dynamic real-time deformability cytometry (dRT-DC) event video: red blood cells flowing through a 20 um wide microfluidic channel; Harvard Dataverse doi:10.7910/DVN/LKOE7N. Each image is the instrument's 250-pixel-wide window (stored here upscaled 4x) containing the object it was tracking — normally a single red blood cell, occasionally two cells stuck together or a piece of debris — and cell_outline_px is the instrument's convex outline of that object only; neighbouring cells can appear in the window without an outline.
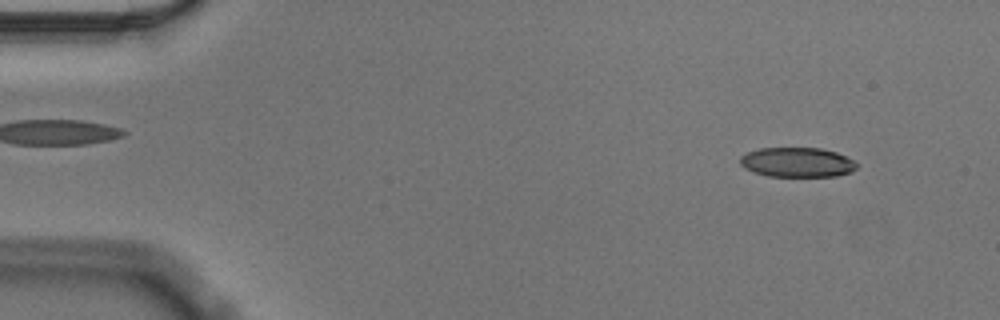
{"species": "Egyptian fruit bat (a non-hibernating species)", "species_latin": "Rousettus aegyptiacus", "temperature_condition": "cold", "stored_images_in_passage": 54, "camera_frame_rate_fps": 3000, "um_per_image_px": 0.085, "animal": {"sex": "male"}, "frame": {"image": 1, "passage_image": 5, "time_ms": 1.333, "image_size_px": [1000, 320], "cell_outline_px": [[856, 168], [852, 172], [836, 176], [768, 176], [752, 172], [744, 168], [740, 164], [740, 156], [744, 152], [760, 148], [820, 148], [836, 152], [852, 160], [856, 164]], "centroid_in_image_um": [67.7, 13.79], "position_along_channel_um": 17.3, "area_um2": 20.23}}
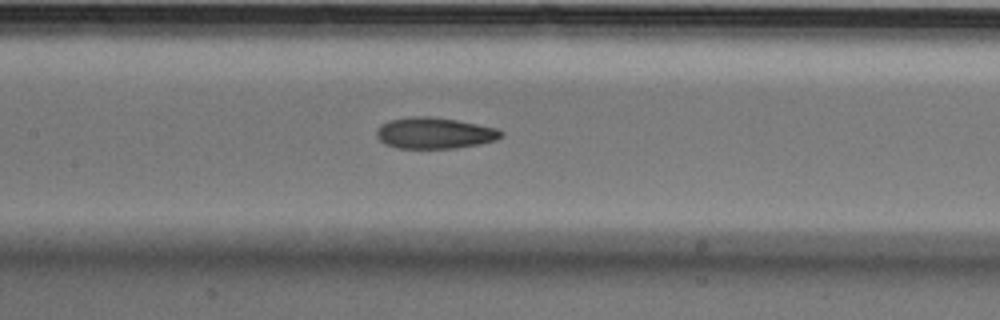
{"frame": {"image": 2, "passage_image": 26, "time_ms": 8.333, "image_size_px": [1000, 320], "cell_outline_px": [[504, 136], [496, 140], [480, 144], [456, 148], [396, 148], [384, 144], [376, 136], [376, 128], [380, 124], [388, 120], [412, 116], [428, 116], [456, 120], [496, 128], [504, 132]], "centroid_in_image_um": [36.91, 11.31], "position_along_channel_um": 170.5, "area_um2": 22.83}}
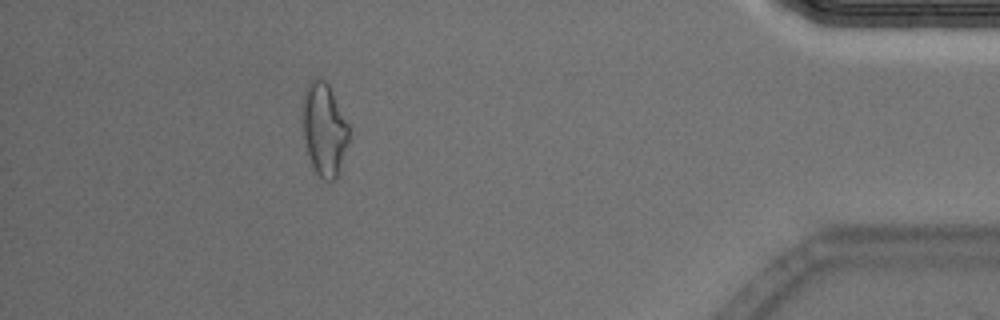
{"frame": {"image": 3, "passage_image": 50, "time_ms": 16.333, "image_size_px": [1000, 320], "cell_outline_px": [[348, 144], [336, 180], [324, 180], [316, 172], [312, 164], [300, 128], [300, 104], [304, 88], [316, 76], [324, 80], [328, 84], [348, 124]], "centroid_in_image_um": [27.49, 10.94], "position_along_channel_um": 407.7, "area_um2": 25.55}}